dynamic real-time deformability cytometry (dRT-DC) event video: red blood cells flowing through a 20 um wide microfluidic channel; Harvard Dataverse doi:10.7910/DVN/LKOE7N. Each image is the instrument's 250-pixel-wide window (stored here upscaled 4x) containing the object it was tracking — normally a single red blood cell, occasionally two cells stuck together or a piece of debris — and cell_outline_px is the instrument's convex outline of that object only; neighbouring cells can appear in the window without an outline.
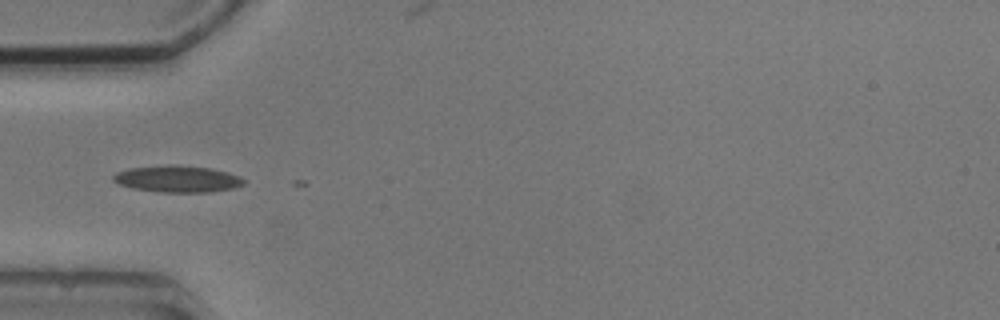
{"species": "common noctule bat (a hibernating species)", "species_latin": "Nyctalus noctula", "temperature_condition": "cold", "stored_images_in_passage": 6, "camera_frame_rate_fps": 3000, "um_per_image_px": 0.085, "animal": {"sex": "male", "body_mass_g": 20.5, "forearm_length_mm": 52.5}, "frame": {"image": 1, "passage_image": 5, "time_ms": 4.667, "image_size_px": [1000, 320], "cell_outline_px": [[244, 184], [232, 188], [208, 192], [160, 192], [132, 188], [120, 184], [112, 180], [112, 176], [116, 172], [132, 168], [176, 164], [212, 168], [228, 172], [244, 180]], "centroid_in_image_um": [15.06, 15.2], "position_along_channel_um": 69.9, "area_um2": 20.11}}